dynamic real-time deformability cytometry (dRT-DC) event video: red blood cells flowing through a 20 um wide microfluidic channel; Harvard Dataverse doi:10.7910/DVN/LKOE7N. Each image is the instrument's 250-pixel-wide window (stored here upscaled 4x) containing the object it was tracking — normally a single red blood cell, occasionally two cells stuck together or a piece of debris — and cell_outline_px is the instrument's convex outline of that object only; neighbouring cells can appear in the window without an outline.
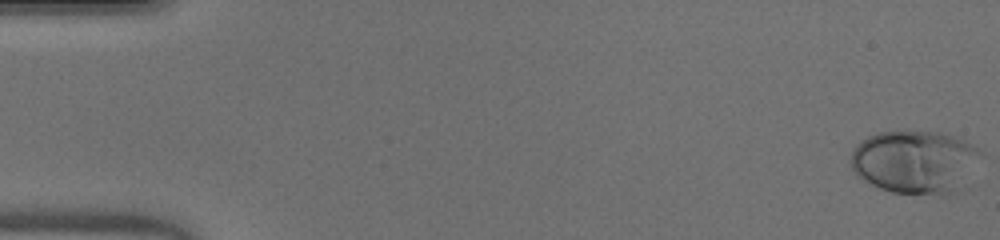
{"species": "human", "species_latin": "Homo sapiens", "temperature_condition": "warm", "stored_images_in_passage": 51, "camera_frame_rate_fps": 3000, "um_per_image_px": 0.085, "donor": {"sex": "male"}, "frame": {"image": 1, "passage_image": 1, "time_ms": 0.0, "image_size_px": [1000, 240], "cell_outline_px": [[984, 152], [968, 188], [964, 192], [944, 196], [940, 196], [892, 192], [868, 184], [856, 176], [852, 168], [852, 148], [860, 140], [868, 136], [880, 132], [940, 132], [952, 136], [972, 144], [980, 148]], "centroid_in_image_um": [77.89, 13.82], "position_along_channel_um": 7.1, "area_um2": 49.53}}
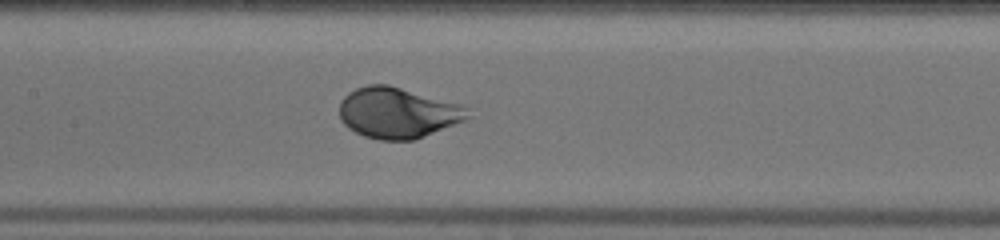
{"frame": {"image": 2, "passage_image": 25, "time_ms": 8.0, "image_size_px": [1000, 240], "cell_outline_px": [[472, 116], [464, 120], [416, 140], [380, 140], [364, 136], [348, 128], [340, 120], [340, 100], [348, 92], [356, 88], [368, 84], [388, 84], [460, 104]], "centroid_in_image_um": [33.76, 9.59], "position_along_channel_um": 173.6, "area_um2": 37.92}}
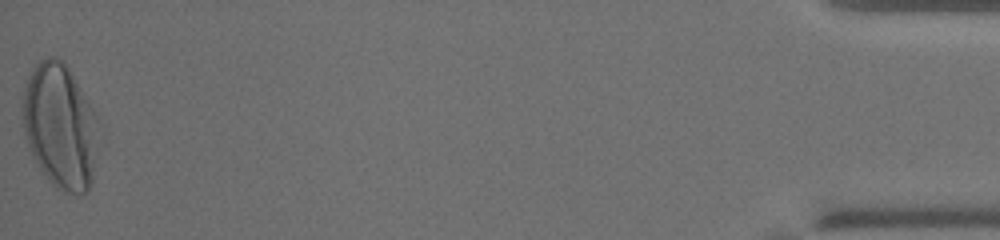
{"frame": {"image": 3, "passage_image": 51, "time_ms": 16.667, "image_size_px": [1000, 240], "cell_outline_px": [[96, 120], [92, 184], [88, 192], [80, 196], [64, 192], [56, 188], [48, 180], [32, 156], [28, 148], [24, 136], [24, 88], [32, 68], [40, 60], [48, 56], [52, 56], [64, 60], [92, 108], [96, 116]], "centroid_in_image_um": [5.08, 10.74], "position_along_channel_um": 430.1, "area_um2": 54.56}, "authors_computed_cell_mechanics": {"area_um2": 38.8994, "velocity_mm_per_s": 4.0754, "shape_relaxation_time_tau1_ms": 2.9939, "shape_relaxation_time_tau2_ms": null, "deformation_change_tau1": 0.2081, "deformation_change_tau2": null}}